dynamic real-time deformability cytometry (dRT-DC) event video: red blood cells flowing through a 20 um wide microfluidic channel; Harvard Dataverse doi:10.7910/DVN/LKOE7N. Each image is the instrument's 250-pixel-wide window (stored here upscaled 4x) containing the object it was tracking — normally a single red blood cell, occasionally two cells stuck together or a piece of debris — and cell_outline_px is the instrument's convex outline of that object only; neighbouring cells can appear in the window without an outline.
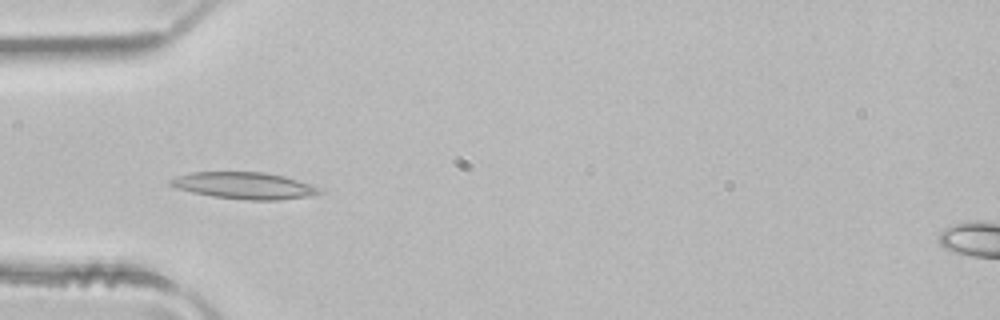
{"species": "common noctule bat (a hibernating species)", "species_latin": "Nyctalus noctula", "temperature_condition": "room temperature", "stored_images_in_passage": 4, "camera_frame_rate_fps": 3000, "um_per_image_px": 0.085, "animal": {"sex": "male", "body_mass_g": 21.5, "forearm_length_mm": 52.0}, "frame": {"image": 1, "passage_image": 3, "time_ms": 0.667, "image_size_px": [1000, 320], "cell_outline_px": [[324, 192], [312, 196], [276, 200], [244, 200], [212, 196], [192, 192], [176, 188], [168, 184], [168, 180], [176, 176], [192, 172], [264, 172], [284, 176], [324, 188]], "centroid_in_image_um": [20.8, 15.78], "position_along_channel_um": 64.2, "area_um2": 23.47}}
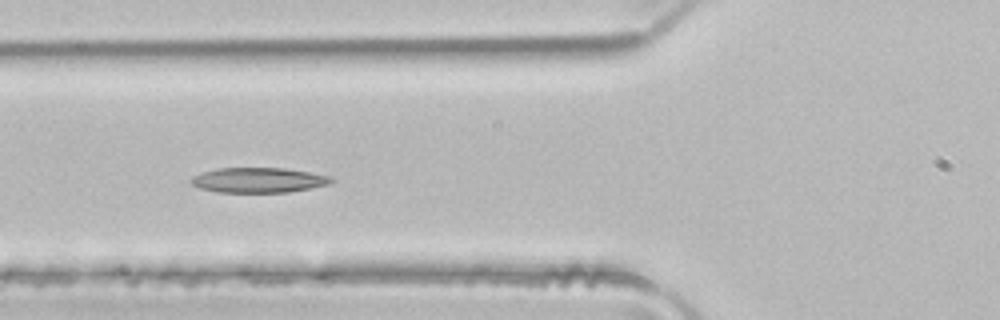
{"frame": {"image": 2, "passage_image": 4, "time_ms": 1.0, "image_size_px": [1000, 320], "cell_outline_px": [[336, 180], [328, 184], [312, 188], [288, 192], [220, 192], [200, 188], [192, 184], [188, 180], [192, 176], [204, 172], [220, 168], [284, 168], [332, 176]], "centroid_in_image_um": [22.0, 15.31], "position_along_channel_um": 103.8, "area_um2": 20.4}}